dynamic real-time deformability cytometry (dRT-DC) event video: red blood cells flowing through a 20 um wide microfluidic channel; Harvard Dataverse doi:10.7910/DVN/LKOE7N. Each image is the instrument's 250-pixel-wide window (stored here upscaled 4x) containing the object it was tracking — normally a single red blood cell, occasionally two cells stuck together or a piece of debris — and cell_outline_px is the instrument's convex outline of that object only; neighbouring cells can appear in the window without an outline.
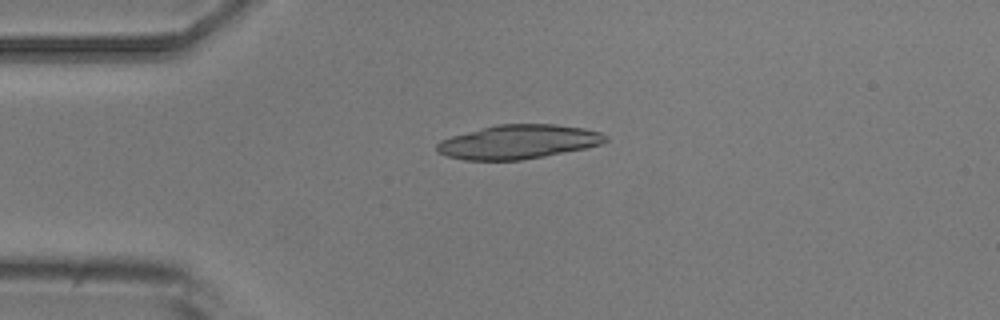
{"species": "common noctule bat (a hibernating species)", "species_latin": "Nyctalus noctula", "temperature_condition": "room temperature", "stored_images_in_passage": 4, "camera_frame_rate_fps": 3000, "um_per_image_px": 0.085, "animal": {"sex": "male", "body_mass_g": 20.5, "forearm_length_mm": 52.5}, "frame": {"image": 1, "passage_image": 3, "time_ms": 2.333, "image_size_px": [1000, 320], "cell_outline_px": [[608, 140], [600, 144], [584, 148], [544, 156], [520, 160], [464, 160], [448, 156], [440, 152], [436, 148], [436, 144], [440, 140], [452, 136], [496, 124], [556, 124], [584, 128], [600, 132], [608, 136]], "centroid_in_image_um": [44.07, 12.05], "position_along_channel_um": 40.9, "area_um2": 33.23}}